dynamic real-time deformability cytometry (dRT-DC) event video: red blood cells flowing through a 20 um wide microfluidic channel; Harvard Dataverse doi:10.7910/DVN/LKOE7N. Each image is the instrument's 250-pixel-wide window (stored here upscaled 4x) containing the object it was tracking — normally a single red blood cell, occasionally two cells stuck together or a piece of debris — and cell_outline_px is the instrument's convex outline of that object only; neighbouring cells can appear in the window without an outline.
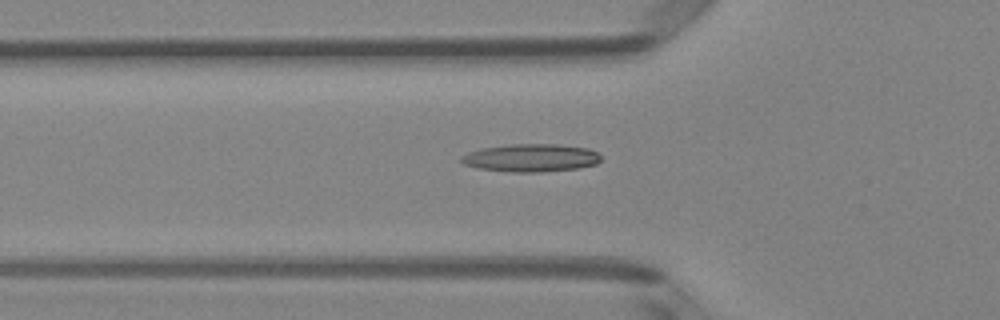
{"species": "Egyptian fruit bat (a non-hibernating species)", "species_latin": "Rousettus aegyptiacus", "temperature_condition": "room temperature", "stored_images_in_passage": 50, "camera_frame_rate_fps": 3000, "um_per_image_px": 0.085, "animal": {"sex": "female"}, "frame": {"image": 1, "passage_image": 17, "time_ms": 5.333, "image_size_px": [1000, 320], "cell_outline_px": [[600, 160], [596, 164], [576, 168], [544, 172], [512, 172], [480, 168], [464, 164], [460, 160], [460, 156], [468, 152], [484, 148], [512, 144], [556, 144], [588, 148], [596, 152], [600, 156]], "centroid_in_image_um": [45.13, 13.42], "position_along_channel_um": 80.7, "area_um2": 22.48}}
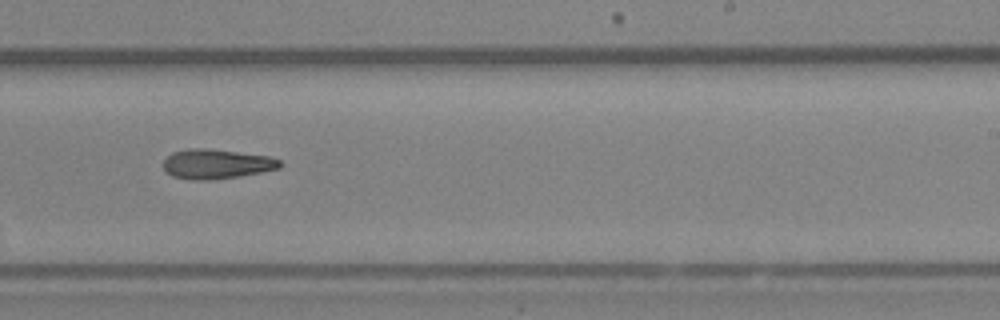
{"frame": {"image": 2, "passage_image": 31, "time_ms": 10.0, "image_size_px": [1000, 320], "cell_outline_px": [[284, 164], [280, 168], [240, 176], [208, 180], [192, 180], [172, 176], [164, 168], [164, 160], [172, 152], [188, 148], [204, 148], [268, 156], [280, 160]], "centroid_in_image_um": [18.4, 13.94], "position_along_channel_um": 270.6, "area_um2": 20.0}}
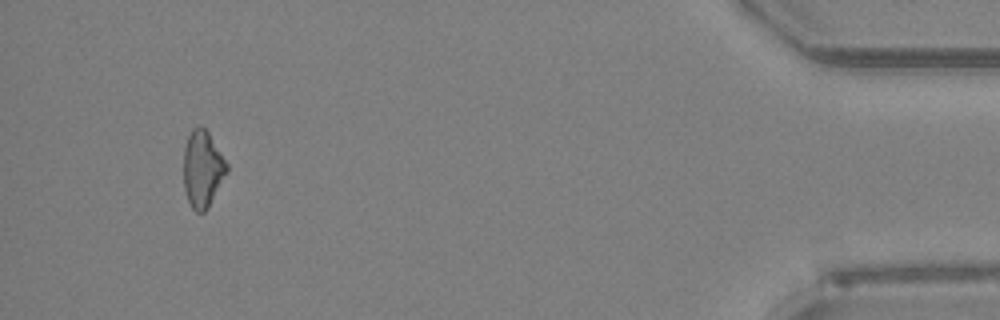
{"frame": {"image": 3, "passage_image": 47, "time_ms": 15.333, "image_size_px": [1000, 320], "cell_outline_px": [[228, 172], [208, 208], [204, 212], [196, 212], [192, 208], [188, 200], [184, 188], [184, 148], [188, 136], [192, 128], [200, 124], [208, 132], [228, 164]], "centroid_in_image_um": [17.22, 14.36], "position_along_channel_um": 418.0, "area_um2": 19.36}}